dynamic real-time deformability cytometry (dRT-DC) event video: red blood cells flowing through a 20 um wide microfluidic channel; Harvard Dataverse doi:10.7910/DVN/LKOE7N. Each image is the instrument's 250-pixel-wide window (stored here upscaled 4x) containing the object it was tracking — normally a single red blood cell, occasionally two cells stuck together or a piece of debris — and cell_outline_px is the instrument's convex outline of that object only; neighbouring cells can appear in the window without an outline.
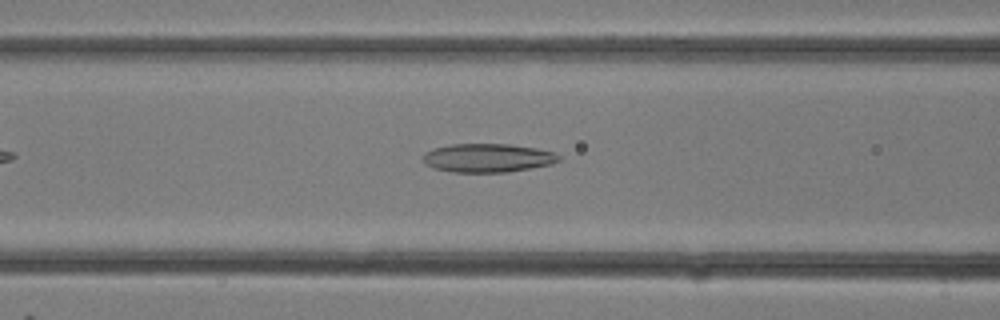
{"species": "common noctule bat (a hibernating species)", "species_latin": "Nyctalus noctula", "temperature_condition": "room temperature", "stored_images_in_passage": 26, "camera_frame_rate_fps": 3000, "um_per_image_px": 0.085, "animal": {"sex": "female"}, "frame": {"image": 1, "passage_image": 7, "time_ms": 2.0, "image_size_px": [1000, 320], "cell_outline_px": [[560, 160], [552, 164], [508, 172], [452, 172], [432, 168], [424, 164], [424, 152], [448, 144], [508, 144], [536, 148], [552, 152], [560, 156]], "centroid_in_image_um": [41.43, 13.43], "position_along_channel_um": 125.2, "area_um2": 22.66}}
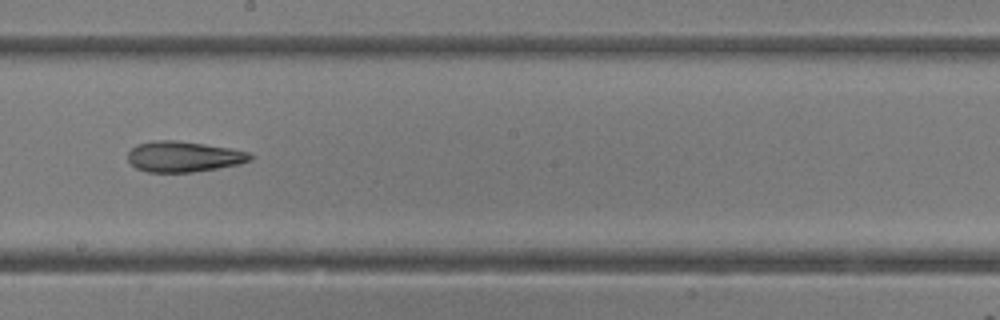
{"frame": {"image": 2, "passage_image": 12, "time_ms": 3.667, "image_size_px": [1000, 320], "cell_outline_px": [[252, 160], [240, 164], [192, 172], [148, 172], [136, 168], [128, 160], [128, 152], [136, 144], [156, 140], [176, 140], [232, 148], [248, 152], [252, 156]], "centroid_in_image_um": [15.61, 13.3], "position_along_channel_um": 232.6, "area_um2": 21.85}}
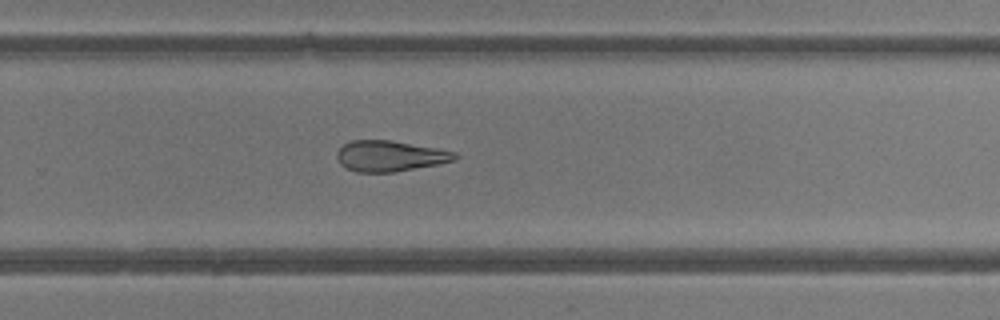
{"frame": {"image": 3, "passage_image": 15, "time_ms": 4.667, "image_size_px": [1000, 320], "cell_outline_px": [[460, 156], [456, 160], [436, 164], [392, 172], [356, 172], [340, 164], [336, 156], [336, 152], [344, 144], [352, 140], [388, 140], [436, 148], [456, 152]], "centroid_in_image_um": [33.13, 13.26], "position_along_channel_um": 296.7, "area_um2": 20.92}}